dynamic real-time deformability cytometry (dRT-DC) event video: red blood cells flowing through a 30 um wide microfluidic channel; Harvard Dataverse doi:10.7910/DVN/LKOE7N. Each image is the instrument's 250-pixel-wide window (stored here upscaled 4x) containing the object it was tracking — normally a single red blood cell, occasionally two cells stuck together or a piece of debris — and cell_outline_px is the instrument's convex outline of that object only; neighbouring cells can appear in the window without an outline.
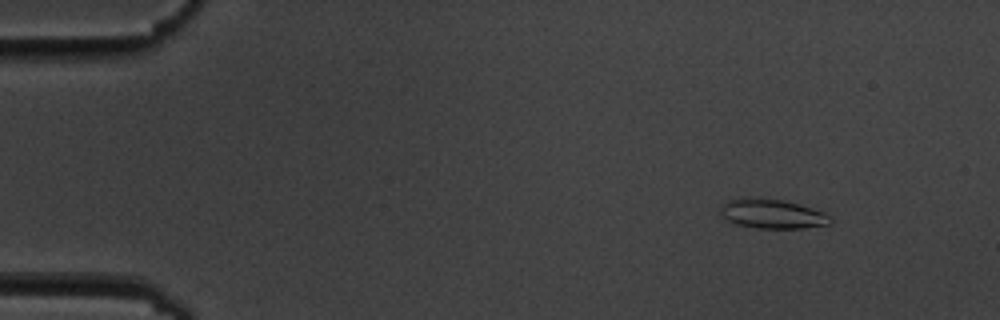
{"species": "common noctule bat (a hibernating species)", "species_latin": "Nyctalus noctula", "temperature_condition": "cold", "stored_images_in_passage": 4, "camera_frame_rate_fps": 3000, "um_per_image_px": 0.085, "animal": {"sex": "male", "body_mass_g": 19.5, "forearm_length_mm": 54.6}, "frame": {"image": 1, "passage_image": 2, "time_ms": 1.333, "image_size_px": [1000, 320], "cell_outline_px": [[832, 220], [828, 224], [804, 228], [756, 228], [736, 224], [728, 220], [720, 212], [720, 208], [728, 200], [740, 196], [780, 200], [800, 204], [824, 212]], "centroid_in_image_um": [65.61, 18.16], "position_along_channel_um": 19.4, "area_um2": 18.73}}